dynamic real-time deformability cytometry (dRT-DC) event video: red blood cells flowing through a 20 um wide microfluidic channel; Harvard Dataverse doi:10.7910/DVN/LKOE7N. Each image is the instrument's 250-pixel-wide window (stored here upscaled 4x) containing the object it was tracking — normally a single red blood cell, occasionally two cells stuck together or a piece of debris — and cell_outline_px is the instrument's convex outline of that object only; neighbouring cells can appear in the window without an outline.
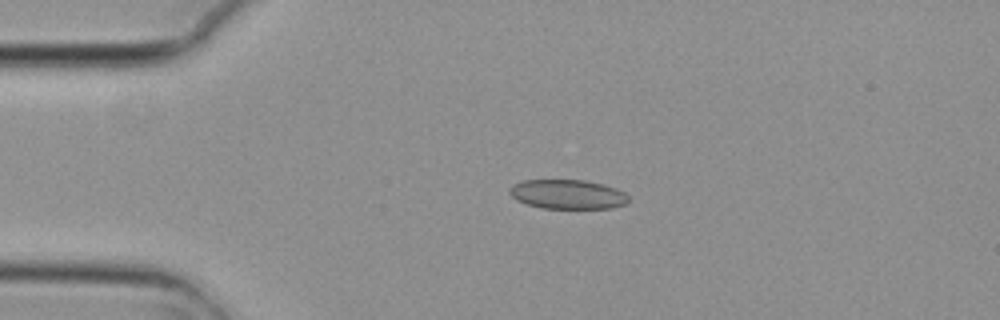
{"species": "common noctule bat (a hibernating species)", "species_latin": "Nyctalus noctula", "temperature_condition": "cold", "stored_images_in_passage": 3, "camera_frame_rate_fps": 3000, "um_per_image_px": 0.085, "animal": {"sex": "female", "body_mass_g": 29.2, "forearm_length_mm": 56.3}, "frame": {"image": 1, "passage_image": 2, "time_ms": 0.333, "image_size_px": [1000, 320], "cell_outline_px": [[628, 204], [612, 208], [544, 208], [528, 204], [516, 200], [508, 192], [508, 188], [512, 184], [524, 180], [584, 180], [604, 184], [616, 188], [624, 192], [628, 196]], "centroid_in_image_um": [48.25, 16.51], "position_along_channel_um": 36.7, "area_um2": 20.46}}